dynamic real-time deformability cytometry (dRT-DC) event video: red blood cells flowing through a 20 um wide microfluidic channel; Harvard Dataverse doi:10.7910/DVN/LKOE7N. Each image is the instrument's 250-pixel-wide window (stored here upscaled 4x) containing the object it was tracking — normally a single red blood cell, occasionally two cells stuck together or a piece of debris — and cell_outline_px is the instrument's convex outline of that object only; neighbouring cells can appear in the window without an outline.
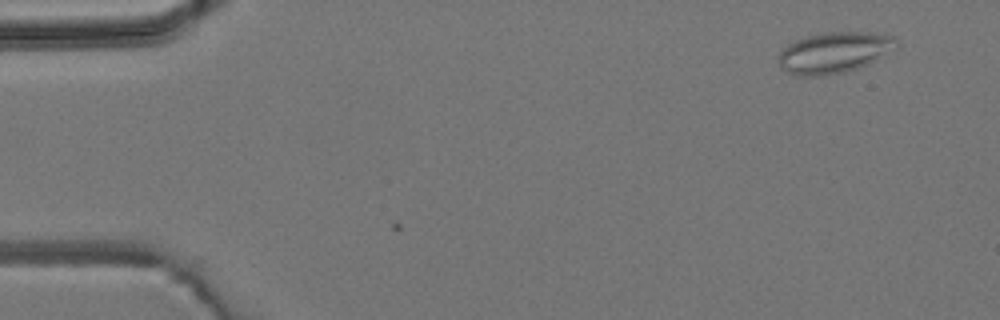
{"species": "common noctule bat (a hibernating species)", "species_latin": "Nyctalus noctula", "temperature_condition": "room temperature", "stored_images_in_passage": 2, "camera_frame_rate_fps": 3000, "um_per_image_px": 0.085, "animal": {"sex": "male", "body_mass_g": 19.2, "forearm_length_mm": 51.8}, "frame": {"image": 1, "passage_image": 1, "time_ms": 0.0, "image_size_px": [1000, 320], "cell_outline_px": [[896, 48], [868, 64], [844, 72], [820, 76], [796, 76], [780, 68], [780, 52], [788, 44], [804, 36], [824, 32], [876, 32], [896, 36]], "centroid_in_image_um": [70.91, 4.45], "position_along_channel_um": 14.1, "area_um2": 28.21}}